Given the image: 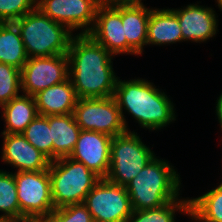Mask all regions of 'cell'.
Wrapping results in <instances>:
<instances>
[{
	"label": "cell",
	"mask_w": 222,
	"mask_h": 222,
	"mask_svg": "<svg viewBox=\"0 0 222 222\" xmlns=\"http://www.w3.org/2000/svg\"><path fill=\"white\" fill-rule=\"evenodd\" d=\"M67 56L69 78L78 98L114 96L118 79L113 69L114 55L88 34H75Z\"/></svg>",
	"instance_id": "6da1fadb"
},
{
	"label": "cell",
	"mask_w": 222,
	"mask_h": 222,
	"mask_svg": "<svg viewBox=\"0 0 222 222\" xmlns=\"http://www.w3.org/2000/svg\"><path fill=\"white\" fill-rule=\"evenodd\" d=\"M165 92L156 88L152 82L145 79L120 80L118 77L114 98L118 104L124 125L128 131L124 110L149 131L166 128L176 120L173 101Z\"/></svg>",
	"instance_id": "7a4b0ae2"
},
{
	"label": "cell",
	"mask_w": 222,
	"mask_h": 222,
	"mask_svg": "<svg viewBox=\"0 0 222 222\" xmlns=\"http://www.w3.org/2000/svg\"><path fill=\"white\" fill-rule=\"evenodd\" d=\"M167 160L154 157L125 186L133 210L161 207L180 198L181 178Z\"/></svg>",
	"instance_id": "3957f363"
},
{
	"label": "cell",
	"mask_w": 222,
	"mask_h": 222,
	"mask_svg": "<svg viewBox=\"0 0 222 222\" xmlns=\"http://www.w3.org/2000/svg\"><path fill=\"white\" fill-rule=\"evenodd\" d=\"M29 58L67 54L74 34L38 8L14 21Z\"/></svg>",
	"instance_id": "277c9868"
},
{
	"label": "cell",
	"mask_w": 222,
	"mask_h": 222,
	"mask_svg": "<svg viewBox=\"0 0 222 222\" xmlns=\"http://www.w3.org/2000/svg\"><path fill=\"white\" fill-rule=\"evenodd\" d=\"M49 176L55 209L84 203L86 195L101 179L83 163L70 157L51 161Z\"/></svg>",
	"instance_id": "5b68a950"
},
{
	"label": "cell",
	"mask_w": 222,
	"mask_h": 222,
	"mask_svg": "<svg viewBox=\"0 0 222 222\" xmlns=\"http://www.w3.org/2000/svg\"><path fill=\"white\" fill-rule=\"evenodd\" d=\"M155 156L139 135L129 129L112 139L110 168L105 179L126 186Z\"/></svg>",
	"instance_id": "8992f818"
},
{
	"label": "cell",
	"mask_w": 222,
	"mask_h": 222,
	"mask_svg": "<svg viewBox=\"0 0 222 222\" xmlns=\"http://www.w3.org/2000/svg\"><path fill=\"white\" fill-rule=\"evenodd\" d=\"M22 222L44 220L53 211L49 169L14 172Z\"/></svg>",
	"instance_id": "52a82bcc"
},
{
	"label": "cell",
	"mask_w": 222,
	"mask_h": 222,
	"mask_svg": "<svg viewBox=\"0 0 222 222\" xmlns=\"http://www.w3.org/2000/svg\"><path fill=\"white\" fill-rule=\"evenodd\" d=\"M73 115L81 130L101 132L111 137L127 131L114 96L78 98Z\"/></svg>",
	"instance_id": "ba28073f"
},
{
	"label": "cell",
	"mask_w": 222,
	"mask_h": 222,
	"mask_svg": "<svg viewBox=\"0 0 222 222\" xmlns=\"http://www.w3.org/2000/svg\"><path fill=\"white\" fill-rule=\"evenodd\" d=\"M94 222H126L133 207L125 186L113 184L106 179L91 189L84 200Z\"/></svg>",
	"instance_id": "9c48e42d"
},
{
	"label": "cell",
	"mask_w": 222,
	"mask_h": 222,
	"mask_svg": "<svg viewBox=\"0 0 222 222\" xmlns=\"http://www.w3.org/2000/svg\"><path fill=\"white\" fill-rule=\"evenodd\" d=\"M69 78L67 54L28 58L21 69V91L34 96Z\"/></svg>",
	"instance_id": "30bf717a"
},
{
	"label": "cell",
	"mask_w": 222,
	"mask_h": 222,
	"mask_svg": "<svg viewBox=\"0 0 222 222\" xmlns=\"http://www.w3.org/2000/svg\"><path fill=\"white\" fill-rule=\"evenodd\" d=\"M100 0H37V8L71 32L88 34L92 29Z\"/></svg>",
	"instance_id": "8fae6325"
},
{
	"label": "cell",
	"mask_w": 222,
	"mask_h": 222,
	"mask_svg": "<svg viewBox=\"0 0 222 222\" xmlns=\"http://www.w3.org/2000/svg\"><path fill=\"white\" fill-rule=\"evenodd\" d=\"M110 135L81 130L70 158L83 163L89 170L105 179L110 168Z\"/></svg>",
	"instance_id": "7c38bea8"
},
{
	"label": "cell",
	"mask_w": 222,
	"mask_h": 222,
	"mask_svg": "<svg viewBox=\"0 0 222 222\" xmlns=\"http://www.w3.org/2000/svg\"><path fill=\"white\" fill-rule=\"evenodd\" d=\"M88 35L112 55L127 54V39L122 25V7L100 4Z\"/></svg>",
	"instance_id": "4fadbf2b"
},
{
	"label": "cell",
	"mask_w": 222,
	"mask_h": 222,
	"mask_svg": "<svg viewBox=\"0 0 222 222\" xmlns=\"http://www.w3.org/2000/svg\"><path fill=\"white\" fill-rule=\"evenodd\" d=\"M3 163L16 168L17 172L42 171L49 169L51 160L30 144L23 134L1 133Z\"/></svg>",
	"instance_id": "5bb4252c"
},
{
	"label": "cell",
	"mask_w": 222,
	"mask_h": 222,
	"mask_svg": "<svg viewBox=\"0 0 222 222\" xmlns=\"http://www.w3.org/2000/svg\"><path fill=\"white\" fill-rule=\"evenodd\" d=\"M183 35V41L201 43L215 37L218 31V19L211 7L189 4L183 9H173Z\"/></svg>",
	"instance_id": "9a60e30c"
},
{
	"label": "cell",
	"mask_w": 222,
	"mask_h": 222,
	"mask_svg": "<svg viewBox=\"0 0 222 222\" xmlns=\"http://www.w3.org/2000/svg\"><path fill=\"white\" fill-rule=\"evenodd\" d=\"M38 115H64L74 111L78 97L70 78L34 96Z\"/></svg>",
	"instance_id": "2e32d148"
},
{
	"label": "cell",
	"mask_w": 222,
	"mask_h": 222,
	"mask_svg": "<svg viewBox=\"0 0 222 222\" xmlns=\"http://www.w3.org/2000/svg\"><path fill=\"white\" fill-rule=\"evenodd\" d=\"M146 6L122 7V25L127 39V54L142 55L147 43L150 11Z\"/></svg>",
	"instance_id": "e0dca14e"
},
{
	"label": "cell",
	"mask_w": 222,
	"mask_h": 222,
	"mask_svg": "<svg viewBox=\"0 0 222 222\" xmlns=\"http://www.w3.org/2000/svg\"><path fill=\"white\" fill-rule=\"evenodd\" d=\"M183 42L178 17L172 9H153L150 11L147 45H163Z\"/></svg>",
	"instance_id": "ac0fdd59"
},
{
	"label": "cell",
	"mask_w": 222,
	"mask_h": 222,
	"mask_svg": "<svg viewBox=\"0 0 222 222\" xmlns=\"http://www.w3.org/2000/svg\"><path fill=\"white\" fill-rule=\"evenodd\" d=\"M46 117L49 121L53 139V160L61 157H69L75 148L81 131L73 113Z\"/></svg>",
	"instance_id": "d6986e66"
},
{
	"label": "cell",
	"mask_w": 222,
	"mask_h": 222,
	"mask_svg": "<svg viewBox=\"0 0 222 222\" xmlns=\"http://www.w3.org/2000/svg\"><path fill=\"white\" fill-rule=\"evenodd\" d=\"M5 130L1 133L22 134L38 115L35 99L30 95H19L1 107Z\"/></svg>",
	"instance_id": "ffe728a7"
},
{
	"label": "cell",
	"mask_w": 222,
	"mask_h": 222,
	"mask_svg": "<svg viewBox=\"0 0 222 222\" xmlns=\"http://www.w3.org/2000/svg\"><path fill=\"white\" fill-rule=\"evenodd\" d=\"M28 58L17 25L14 22H4L0 28V63L21 70Z\"/></svg>",
	"instance_id": "44dd1931"
},
{
	"label": "cell",
	"mask_w": 222,
	"mask_h": 222,
	"mask_svg": "<svg viewBox=\"0 0 222 222\" xmlns=\"http://www.w3.org/2000/svg\"><path fill=\"white\" fill-rule=\"evenodd\" d=\"M189 217L195 222H222V183L198 198L189 199Z\"/></svg>",
	"instance_id": "7402d4cb"
},
{
	"label": "cell",
	"mask_w": 222,
	"mask_h": 222,
	"mask_svg": "<svg viewBox=\"0 0 222 222\" xmlns=\"http://www.w3.org/2000/svg\"><path fill=\"white\" fill-rule=\"evenodd\" d=\"M189 216V198H178L161 207L133 210L126 222H175V212Z\"/></svg>",
	"instance_id": "603a6c76"
},
{
	"label": "cell",
	"mask_w": 222,
	"mask_h": 222,
	"mask_svg": "<svg viewBox=\"0 0 222 222\" xmlns=\"http://www.w3.org/2000/svg\"><path fill=\"white\" fill-rule=\"evenodd\" d=\"M0 217L22 222L14 173L0 170Z\"/></svg>",
	"instance_id": "cb8c5ba5"
},
{
	"label": "cell",
	"mask_w": 222,
	"mask_h": 222,
	"mask_svg": "<svg viewBox=\"0 0 222 222\" xmlns=\"http://www.w3.org/2000/svg\"><path fill=\"white\" fill-rule=\"evenodd\" d=\"M22 134L30 144L53 161V139L46 116L37 115Z\"/></svg>",
	"instance_id": "d4e9b609"
},
{
	"label": "cell",
	"mask_w": 222,
	"mask_h": 222,
	"mask_svg": "<svg viewBox=\"0 0 222 222\" xmlns=\"http://www.w3.org/2000/svg\"><path fill=\"white\" fill-rule=\"evenodd\" d=\"M21 90V70L0 63V107L19 96Z\"/></svg>",
	"instance_id": "484cf974"
},
{
	"label": "cell",
	"mask_w": 222,
	"mask_h": 222,
	"mask_svg": "<svg viewBox=\"0 0 222 222\" xmlns=\"http://www.w3.org/2000/svg\"><path fill=\"white\" fill-rule=\"evenodd\" d=\"M46 222H94L84 203H76L51 211Z\"/></svg>",
	"instance_id": "4316f807"
},
{
	"label": "cell",
	"mask_w": 222,
	"mask_h": 222,
	"mask_svg": "<svg viewBox=\"0 0 222 222\" xmlns=\"http://www.w3.org/2000/svg\"><path fill=\"white\" fill-rule=\"evenodd\" d=\"M37 8V0H0V19L14 22Z\"/></svg>",
	"instance_id": "83f0119b"
},
{
	"label": "cell",
	"mask_w": 222,
	"mask_h": 222,
	"mask_svg": "<svg viewBox=\"0 0 222 222\" xmlns=\"http://www.w3.org/2000/svg\"><path fill=\"white\" fill-rule=\"evenodd\" d=\"M100 4L109 7H131V6H145L142 0H100Z\"/></svg>",
	"instance_id": "f1b7e54d"
},
{
	"label": "cell",
	"mask_w": 222,
	"mask_h": 222,
	"mask_svg": "<svg viewBox=\"0 0 222 222\" xmlns=\"http://www.w3.org/2000/svg\"><path fill=\"white\" fill-rule=\"evenodd\" d=\"M216 116L218 118V121L220 123L221 131H222V93L216 100Z\"/></svg>",
	"instance_id": "f546056e"
},
{
	"label": "cell",
	"mask_w": 222,
	"mask_h": 222,
	"mask_svg": "<svg viewBox=\"0 0 222 222\" xmlns=\"http://www.w3.org/2000/svg\"><path fill=\"white\" fill-rule=\"evenodd\" d=\"M0 222H15L9 218H5V217H0Z\"/></svg>",
	"instance_id": "4dcf8cb0"
},
{
	"label": "cell",
	"mask_w": 222,
	"mask_h": 222,
	"mask_svg": "<svg viewBox=\"0 0 222 222\" xmlns=\"http://www.w3.org/2000/svg\"><path fill=\"white\" fill-rule=\"evenodd\" d=\"M216 2L218 4L220 11H222V0H217Z\"/></svg>",
	"instance_id": "1f68e13d"
},
{
	"label": "cell",
	"mask_w": 222,
	"mask_h": 222,
	"mask_svg": "<svg viewBox=\"0 0 222 222\" xmlns=\"http://www.w3.org/2000/svg\"><path fill=\"white\" fill-rule=\"evenodd\" d=\"M24 222H46L45 220H26Z\"/></svg>",
	"instance_id": "d6a6232c"
},
{
	"label": "cell",
	"mask_w": 222,
	"mask_h": 222,
	"mask_svg": "<svg viewBox=\"0 0 222 222\" xmlns=\"http://www.w3.org/2000/svg\"><path fill=\"white\" fill-rule=\"evenodd\" d=\"M4 21L0 19V28L3 25Z\"/></svg>",
	"instance_id": "836d02e7"
}]
</instances>
